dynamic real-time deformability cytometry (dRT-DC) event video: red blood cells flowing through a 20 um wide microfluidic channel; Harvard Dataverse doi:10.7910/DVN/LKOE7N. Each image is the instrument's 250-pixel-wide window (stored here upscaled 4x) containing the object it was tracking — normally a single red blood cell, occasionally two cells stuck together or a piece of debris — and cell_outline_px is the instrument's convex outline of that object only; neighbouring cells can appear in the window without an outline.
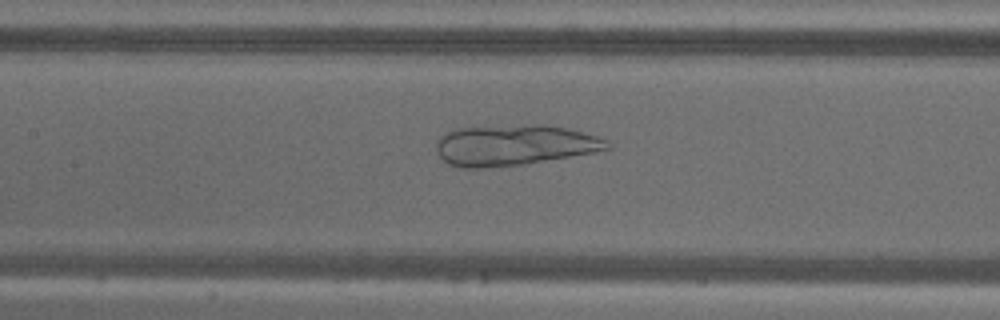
{"species": "common noctule bat (a hibernating species)", "species_latin": "Nyctalus noctula", "temperature_condition": "warm", "stored_images_in_passage": 55, "camera_frame_rate_fps": 3000, "um_per_image_px": 0.085, "animal": {"sex": "male", "body_mass_g": 18.8}, "frame": {"image": 1, "passage_image": 25, "time_ms": 8.0, "image_size_px": [1000, 320], "cell_outline_px": [[612, 148], [596, 152], [524, 164], [484, 168], [464, 168], [448, 164], [440, 156], [436, 148], [436, 140], [444, 132], [456, 128], [540, 124], [544, 124], [568, 128], [584, 132], [608, 140], [612, 144]], "centroid_in_image_um": [43.73, 12.33], "position_along_channel_um": 163.7, "area_um2": 40.86}}
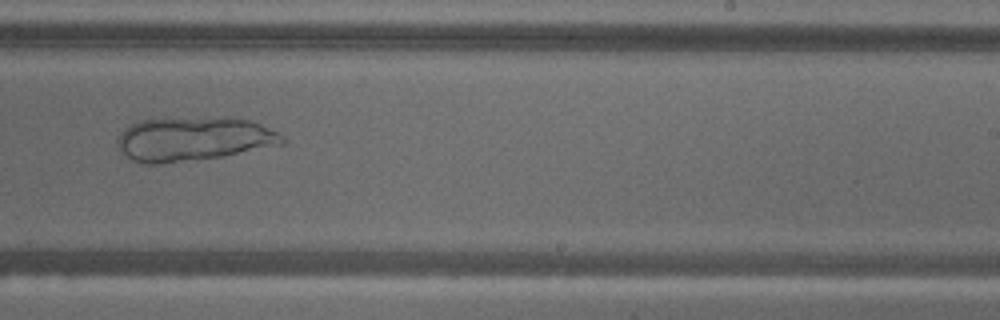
{"frame": {"image": 2, "passage_image": 34, "time_ms": 11.0, "image_size_px": [1000, 320], "cell_outline_px": [[288, 140], [284, 144], [224, 156], [160, 164], [144, 164], [132, 160], [116, 144], [116, 140], [120, 132], [124, 128], [140, 120], [216, 116], [232, 116], [252, 120], [284, 136]], "centroid_in_image_um": [16.48, 11.79], "position_along_channel_um": 272.5, "area_um2": 42.83}}
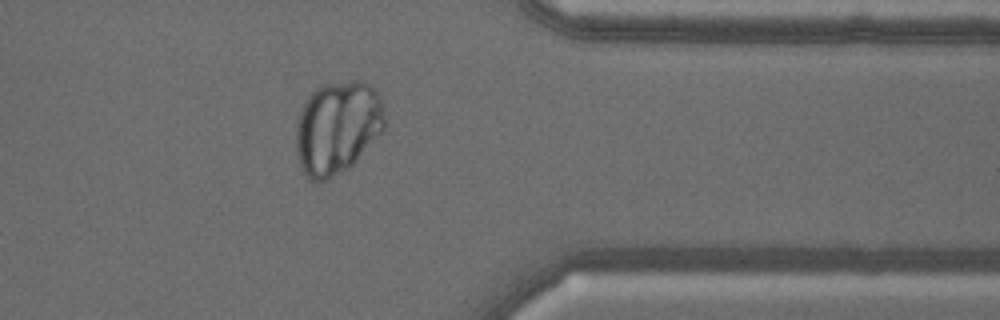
{"frame": {"image": 3, "passage_image": 44, "time_ms": 14.333, "image_size_px": [1000, 320], "cell_outline_px": [[384, 128], [356, 160], [348, 168], [320, 184], [308, 180], [300, 164], [296, 152], [296, 124], [300, 112], [308, 96], [320, 84], [352, 80], [364, 80], [372, 84], [376, 88], [380, 96], [384, 108]], "centroid_in_image_um": [28.67, 10.81], "position_along_channel_um": 382.7, "area_um2": 48.55}}